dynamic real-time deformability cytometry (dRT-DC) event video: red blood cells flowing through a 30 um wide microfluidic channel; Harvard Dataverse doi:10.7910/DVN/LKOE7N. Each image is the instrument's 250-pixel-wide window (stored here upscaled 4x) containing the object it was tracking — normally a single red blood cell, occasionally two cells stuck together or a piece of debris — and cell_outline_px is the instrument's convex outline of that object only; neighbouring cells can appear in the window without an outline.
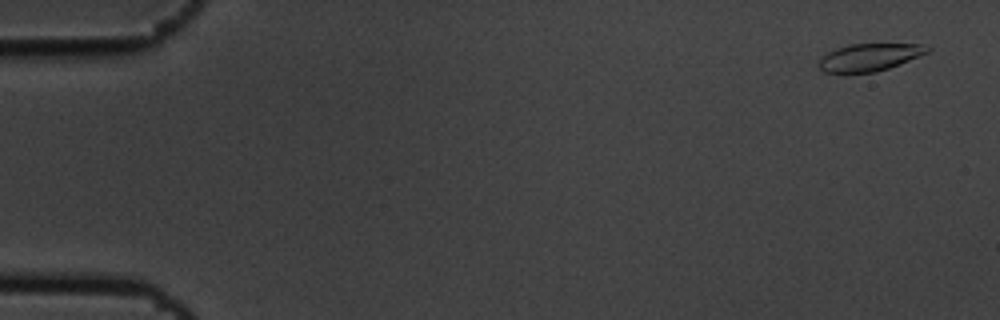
{"species": "common noctule bat (a hibernating species)", "species_latin": "Nyctalus noctula", "temperature_condition": "cold", "stored_images_in_passage": 4, "camera_frame_rate_fps": 3000, "um_per_image_px": 0.085, "animal": {"sex": "male", "body_mass_g": 19.5, "forearm_length_mm": 54.6}, "frame": {"image": 1, "passage_image": 1, "time_ms": 0.0, "image_size_px": [1000, 320], "cell_outline_px": [[932, 48], [928, 52], [888, 68], [876, 72], [844, 76], [824, 72], [820, 68], [820, 60], [828, 52], [836, 48], [848, 44], [920, 44]], "centroid_in_image_um": [73.83, 4.91], "position_along_channel_um": 11.2, "area_um2": 17.69}}
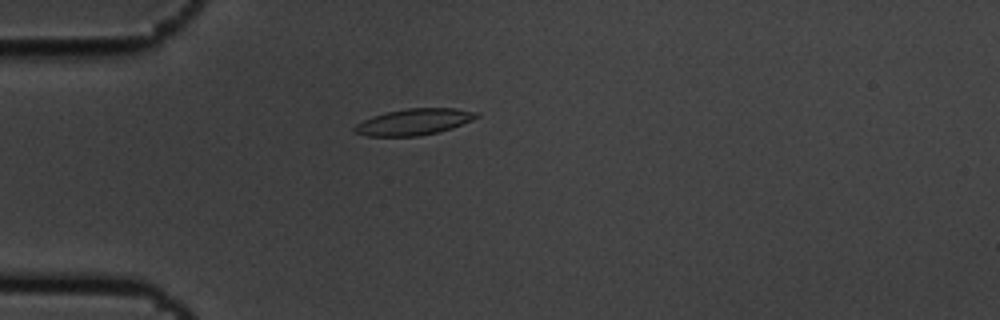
{"frame": {"image": 2, "passage_image": 4, "time_ms": 1.0, "image_size_px": [1000, 320], "cell_outline_px": [[480, 116], [472, 120], [452, 128], [420, 136], [368, 136], [352, 132], [352, 128], [356, 124], [372, 116], [388, 112], [408, 108], [456, 108], [480, 112]], "centroid_in_image_um": [35.2, 10.36], "position_along_channel_um": 49.8, "area_um2": 18.73}}